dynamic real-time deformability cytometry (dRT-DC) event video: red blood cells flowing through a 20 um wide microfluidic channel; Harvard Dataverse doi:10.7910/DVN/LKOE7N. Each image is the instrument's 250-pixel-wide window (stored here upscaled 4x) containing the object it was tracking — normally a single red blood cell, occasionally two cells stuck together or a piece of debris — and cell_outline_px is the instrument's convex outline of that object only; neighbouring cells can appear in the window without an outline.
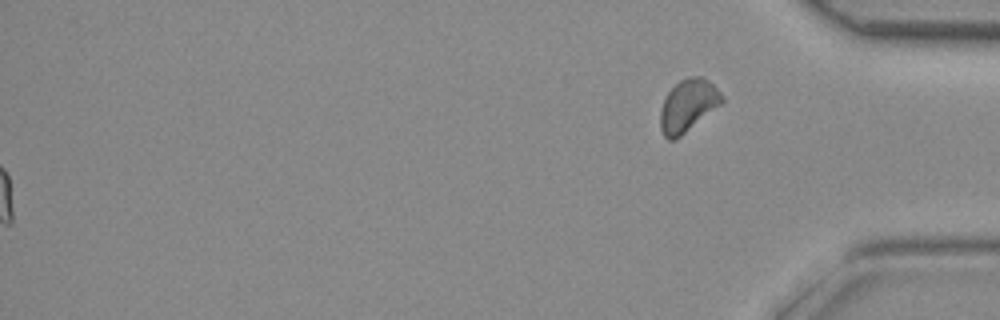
{"species": "common noctule bat (a hibernating species)", "species_latin": "Nyctalus noctula", "temperature_condition": "room temperature", "stored_images_in_passage": 35, "segment_of_instrument_passage": [2, 2], "camera_frame_rate_fps": 3000, "um_per_image_px": 0.085, "animal": {"sex": "female", "body_mass_g": 29.2, "forearm_length_mm": 56.3}, "frame": {"image": 1, "passage_image": 35, "time_ms": 11.333, "image_size_px": [1000, 320], "cell_outline_px": [[724, 100], [720, 104], [680, 136], [672, 140], [668, 140], [664, 136], [660, 128], [660, 112], [664, 100], [668, 92], [680, 80], [688, 76], [700, 76], [708, 80], [724, 96]], "centroid_in_image_um": [58.46, 8.95], "position_along_channel_um": 376.7, "area_um2": 18.38}}